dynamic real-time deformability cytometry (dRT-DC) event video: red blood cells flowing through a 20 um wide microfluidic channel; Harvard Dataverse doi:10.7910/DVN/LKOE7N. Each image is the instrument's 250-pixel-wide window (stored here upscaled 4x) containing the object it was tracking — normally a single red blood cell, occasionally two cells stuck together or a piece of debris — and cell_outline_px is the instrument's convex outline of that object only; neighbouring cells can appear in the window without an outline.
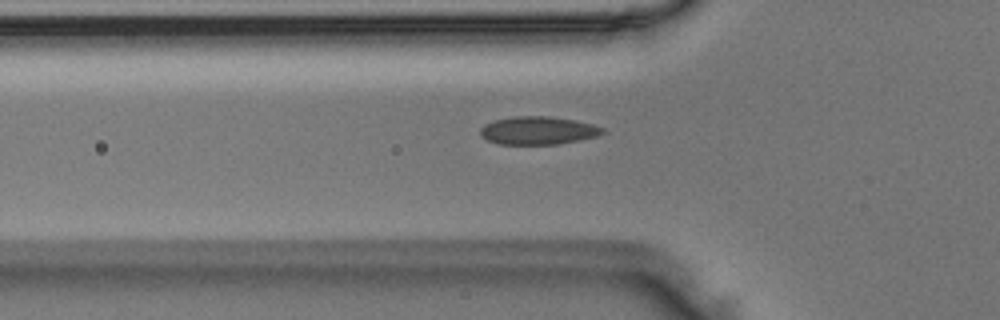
{"species": "Egyptian fruit bat (a non-hibernating species)", "species_latin": "Rousettus aegyptiacus", "temperature_condition": "room temperature", "stored_images_in_passage": 35, "camera_frame_rate_fps": 3000, "um_per_image_px": 0.085, "animal": {"sex": "male"}, "frame": {"image": 1, "passage_image": 2, "time_ms": 0.333, "image_size_px": [1000, 320], "cell_outline_px": [[608, 132], [600, 136], [580, 140], [556, 144], [500, 144], [488, 140], [480, 136], [480, 128], [484, 124], [492, 120], [516, 116], [548, 116], [572, 120], [592, 124], [604, 128]], "centroid_in_image_um": [45.75, 11.09], "position_along_channel_um": 80.0, "area_um2": 20.11}}
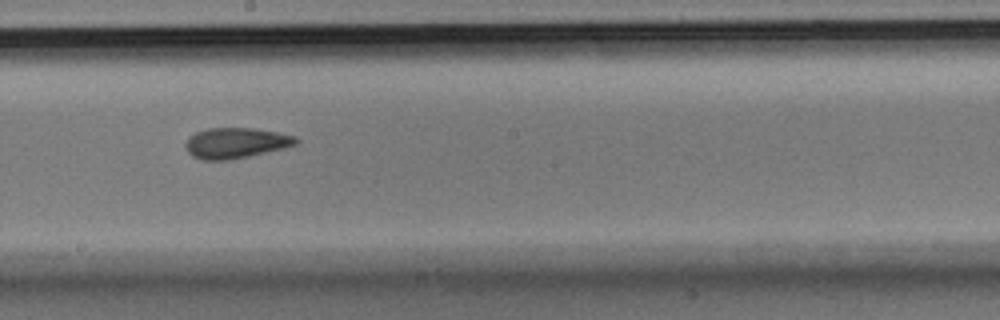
{"frame": {"image": 2, "passage_image": 13, "time_ms": 4.0, "image_size_px": [1000, 320], "cell_outline_px": [[300, 140], [296, 144], [284, 148], [248, 156], [228, 160], [200, 160], [192, 156], [188, 152], [184, 144], [188, 136], [196, 132], [208, 128], [252, 128], [276, 132], [296, 136]], "centroid_in_image_um": [20.01, 12.15], "position_along_channel_um": 228.2, "area_um2": 19.71}}
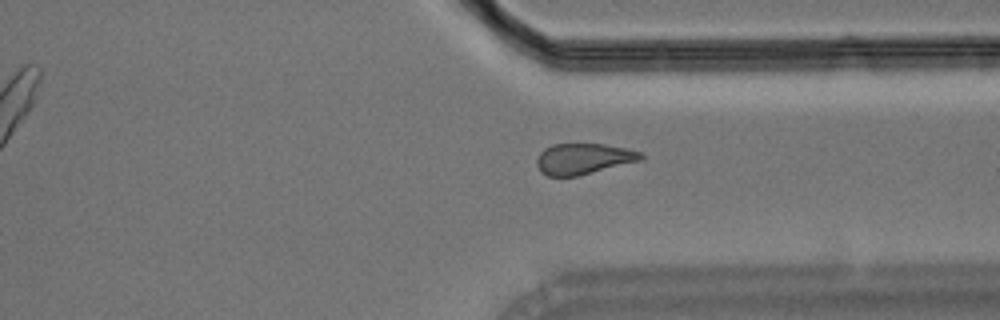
{"frame": {"image": 3, "passage_image": 23, "time_ms": 7.333, "image_size_px": [1000, 320], "cell_outline_px": [[644, 160], [576, 176], [548, 176], [540, 172], [536, 164], [536, 160], [540, 152], [544, 148], [552, 144], [604, 144], [628, 148], [640, 152], [644, 156]], "centroid_in_image_um": [49.6, 13.49], "position_along_channel_um": 361.8, "area_um2": 18.9}}